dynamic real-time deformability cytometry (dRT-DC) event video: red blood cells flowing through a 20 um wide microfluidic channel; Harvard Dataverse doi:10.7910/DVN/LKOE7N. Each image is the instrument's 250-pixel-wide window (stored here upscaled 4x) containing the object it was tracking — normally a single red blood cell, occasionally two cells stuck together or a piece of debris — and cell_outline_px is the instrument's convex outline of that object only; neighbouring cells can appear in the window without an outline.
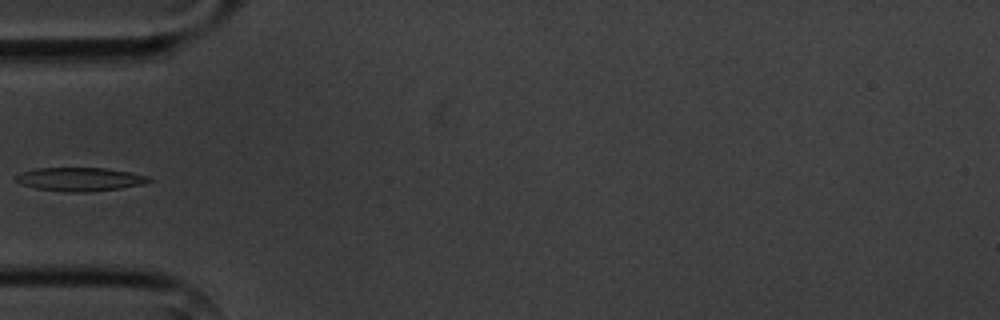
{"species": "common noctule bat (a hibernating species)", "species_latin": "Nyctalus noctula", "temperature_condition": "cold", "stored_images_in_passage": 5, "camera_frame_rate_fps": 3000, "um_per_image_px": 0.085, "animal": {"sex": "male", "body_mass_g": 20.1, "forearm_length_mm": 53.5}, "frame": {"image": 1, "passage_image": 5, "time_ms": 4.667, "image_size_px": [1000, 320], "cell_outline_px": [[152, 180], [144, 184], [120, 188], [88, 192], [68, 192], [36, 188], [24, 184], [16, 180], [16, 176], [20, 172], [36, 168], [104, 168], [128, 172], [148, 176]], "centroid_in_image_um": [6.8, 15.23], "position_along_channel_um": 78.2, "area_um2": 18.03}}